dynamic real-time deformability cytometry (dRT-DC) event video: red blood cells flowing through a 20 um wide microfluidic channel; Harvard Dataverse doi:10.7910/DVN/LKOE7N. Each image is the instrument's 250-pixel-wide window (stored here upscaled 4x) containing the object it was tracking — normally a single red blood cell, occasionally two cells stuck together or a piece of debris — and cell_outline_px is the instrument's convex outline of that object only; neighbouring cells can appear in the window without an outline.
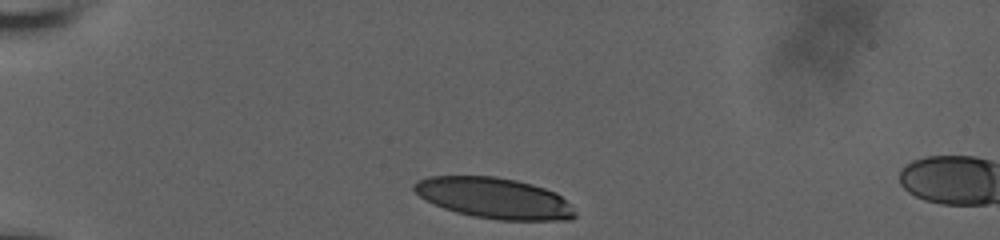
{"species": "human", "species_latin": "Homo sapiens", "temperature_condition": "room temperature", "stored_images_in_passage": 5, "camera_frame_rate_fps": 3000, "um_per_image_px": 0.085, "donor": {"sex": "male"}, "frame": {"image": 1, "passage_image": 1, "time_ms": 0.0, "image_size_px": [1000, 240], "cell_outline_px": [[576, 216], [572, 220], [496, 220], [472, 216], [456, 212], [432, 204], [420, 196], [412, 188], [412, 184], [416, 180], [428, 176], [496, 176], [516, 180], [532, 184], [556, 192], [576, 212]], "centroid_in_image_um": [41.97, 16.84], "position_along_channel_um": 43.0, "area_um2": 38.44}}